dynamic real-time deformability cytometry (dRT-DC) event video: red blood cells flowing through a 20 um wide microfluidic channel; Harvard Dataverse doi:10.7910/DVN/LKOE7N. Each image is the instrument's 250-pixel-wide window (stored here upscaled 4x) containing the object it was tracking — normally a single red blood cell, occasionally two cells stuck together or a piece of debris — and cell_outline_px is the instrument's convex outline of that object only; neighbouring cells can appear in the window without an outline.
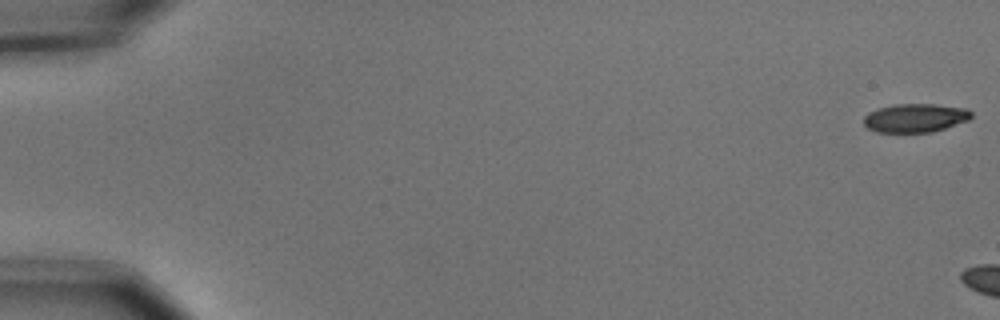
{"species": "common noctule bat (a hibernating species)", "species_latin": "Nyctalus noctula", "temperature_condition": "cold", "stored_images_in_passage": 6, "camera_frame_rate_fps": 3000, "um_per_image_px": 0.085, "animal": {"sex": "male", "body_mass_g": 15.6}, "frame": {"image": 1, "passage_image": 1, "time_ms": 0.0, "image_size_px": [1000, 320], "cell_outline_px": [[972, 116], [968, 120], [932, 132], [876, 132], [868, 128], [864, 124], [864, 116], [868, 112], [892, 104], [932, 104], [968, 108], [972, 112]], "centroid_in_image_um": [77.79, 10.02], "position_along_channel_um": 7.2, "area_um2": 17.92}}